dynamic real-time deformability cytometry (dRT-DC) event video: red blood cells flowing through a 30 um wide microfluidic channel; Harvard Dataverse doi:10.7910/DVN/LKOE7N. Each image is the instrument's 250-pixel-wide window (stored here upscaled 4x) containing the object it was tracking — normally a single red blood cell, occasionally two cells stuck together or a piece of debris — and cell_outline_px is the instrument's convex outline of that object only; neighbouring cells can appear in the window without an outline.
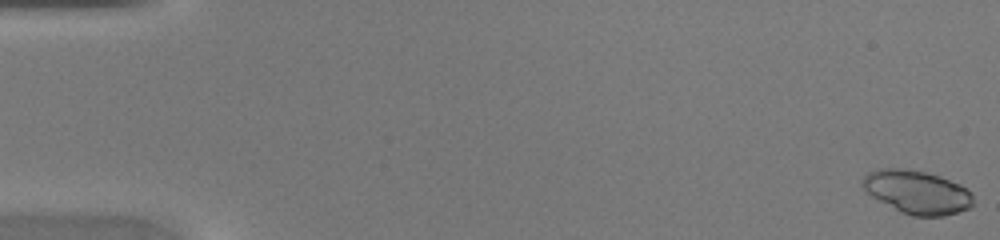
{"species": "common noctule bat (a hibernating species)", "species_latin": "Nyctalus noctula", "temperature_condition": "warm", "stored_images_in_passage": 46, "camera_frame_rate_fps": 3000, "um_per_image_px": 0.085, "animal": {"sex": "female", "body_mass_g": 20.0, "forearm_length_mm": 54.0}, "frame": {"image": 1, "passage_image": 1, "time_ms": 0.0, "image_size_px": [1000, 240], "cell_outline_px": [[972, 208], [944, 216], [912, 216], [900, 212], [872, 196], [860, 184], [864, 176], [868, 172], [876, 168], [904, 168], [924, 172], [940, 176], [960, 184], [972, 196]], "centroid_in_image_um": [77.93, 16.32], "position_along_channel_um": 7.1, "area_um2": 27.92}}
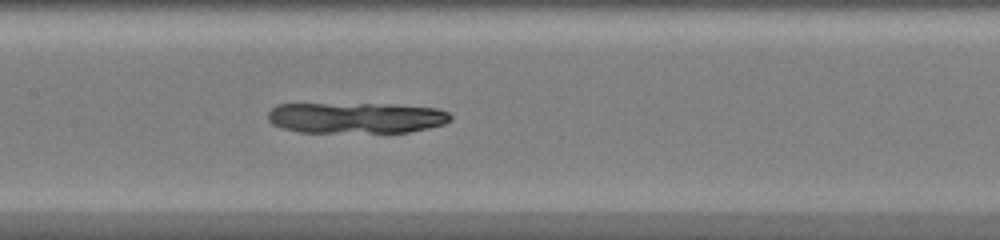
{"frame": {"image": 2, "passage_image": 23, "time_ms": 7.333, "image_size_px": [1000, 240], "cell_outline_px": [[452, 120], [444, 124], [428, 128], [408, 132], [300, 132], [284, 128], [272, 124], [268, 120], [268, 112], [276, 104], [396, 104], [440, 108], [448, 112], [452, 116]], "centroid_in_image_um": [30.31, 10.0], "position_along_channel_um": 177.1, "area_um2": 33.12}}